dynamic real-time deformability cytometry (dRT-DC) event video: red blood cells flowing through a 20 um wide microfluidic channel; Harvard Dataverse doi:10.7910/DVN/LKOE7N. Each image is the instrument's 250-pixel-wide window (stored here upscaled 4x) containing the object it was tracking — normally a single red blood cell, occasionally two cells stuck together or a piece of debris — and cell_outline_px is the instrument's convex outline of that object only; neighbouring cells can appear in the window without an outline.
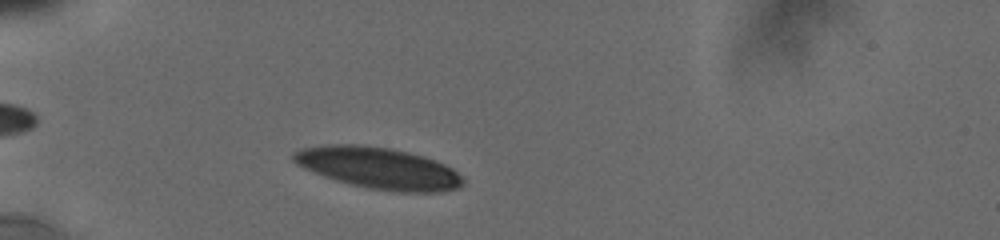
{"species": "human", "species_latin": "Homo sapiens", "temperature_condition": "cold", "stored_images_in_passage": 49, "camera_frame_rate_fps": 3000, "um_per_image_px": 0.085, "donor": {"sex": "male"}, "frame": {"image": 1, "passage_image": 7, "time_ms": 1.667, "image_size_px": [1000, 240], "cell_outline_px": [[464, 184], [456, 188], [440, 192], [400, 192], [368, 188], [336, 180], [324, 176], [304, 168], [296, 164], [292, 160], [292, 152], [300, 148], [320, 144], [360, 144], [388, 148], [408, 152], [424, 156], [436, 160], [452, 168], [464, 180]], "centroid_in_image_um": [32.14, 14.27], "position_along_channel_um": 52.9, "area_um2": 41.1}}
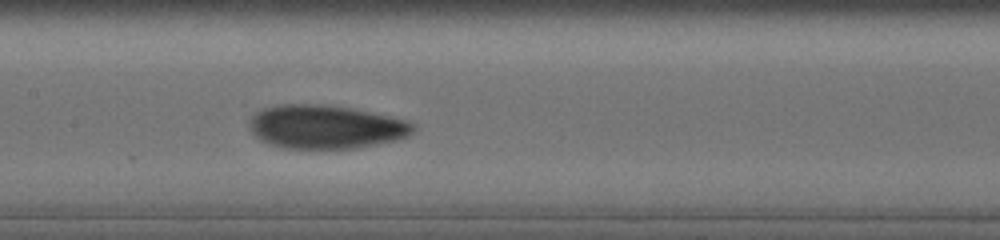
{"frame": {"image": 2, "passage_image": 23, "time_ms": 5.667, "image_size_px": [1000, 240], "cell_outline_px": [[416, 128], [408, 136], [396, 140], [352, 148], [280, 148], [260, 140], [248, 128], [248, 120], [256, 112], [264, 108], [276, 104], [324, 104], [352, 108], [408, 120], [416, 124]], "centroid_in_image_um": [27.66, 10.77], "position_along_channel_um": 179.7, "area_um2": 41.85}}
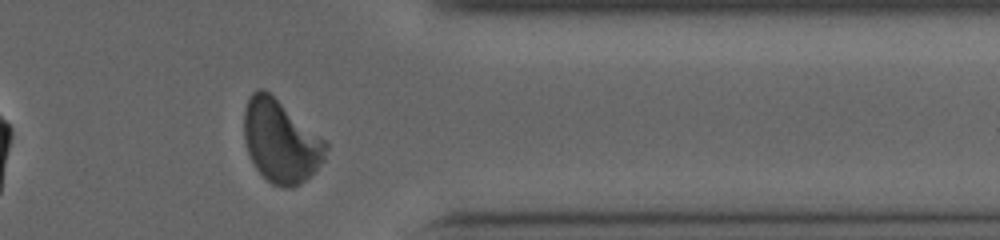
{"frame": {"image": 3, "passage_image": 46, "time_ms": 11.333, "image_size_px": [1000, 240], "cell_outline_px": [[328, 148], [324, 160], [300, 184], [292, 188], [284, 188], [272, 184], [256, 168], [248, 152], [244, 140], [244, 112], [248, 100], [252, 92], [260, 88], [264, 88], [324, 140], [328, 144]], "centroid_in_image_um": [23.84, 12.02], "position_along_channel_um": 387.6, "area_um2": 38.73}, "authors_computed_cell_mechanics": {"area_um2": 40.4022, "velocity_mm_per_s": 3.7674, "shape_relaxation_time_tau1_ms": 4.9375, "shape_relaxation_time_tau2_ms": 1.0347, "deformation_change_tau1": 0.1653, "deformation_change_tau2": 0.0575}}